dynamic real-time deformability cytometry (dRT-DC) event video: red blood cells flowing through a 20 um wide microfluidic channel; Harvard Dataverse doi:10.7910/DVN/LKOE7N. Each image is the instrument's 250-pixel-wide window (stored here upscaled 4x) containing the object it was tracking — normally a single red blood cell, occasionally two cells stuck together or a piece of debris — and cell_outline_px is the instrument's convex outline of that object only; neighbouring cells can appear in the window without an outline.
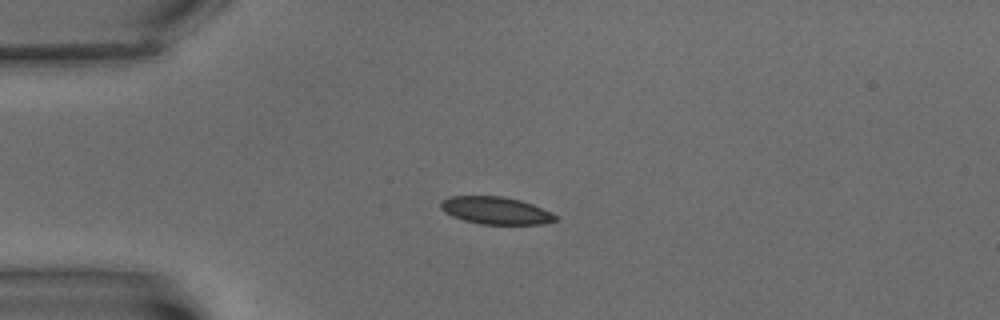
{"species": "common noctule bat (a hibernating species)", "species_latin": "Nyctalus noctula", "temperature_condition": "warm", "stored_images_in_passage": 6, "camera_frame_rate_fps": 3000, "um_per_image_px": 0.085, "animal": {"sex": "male", "body_mass_g": 15.6}, "frame": {"image": 1, "passage_image": 4, "time_ms": 3.333, "image_size_px": [1000, 320], "cell_outline_px": [[556, 220], [540, 224], [480, 224], [464, 220], [452, 216], [444, 212], [440, 208], [440, 200], [448, 196], [504, 196], [520, 200], [532, 204], [552, 212], [556, 216]], "centroid_in_image_um": [42.09, 17.88], "position_along_channel_um": 42.9, "area_um2": 18.38}}
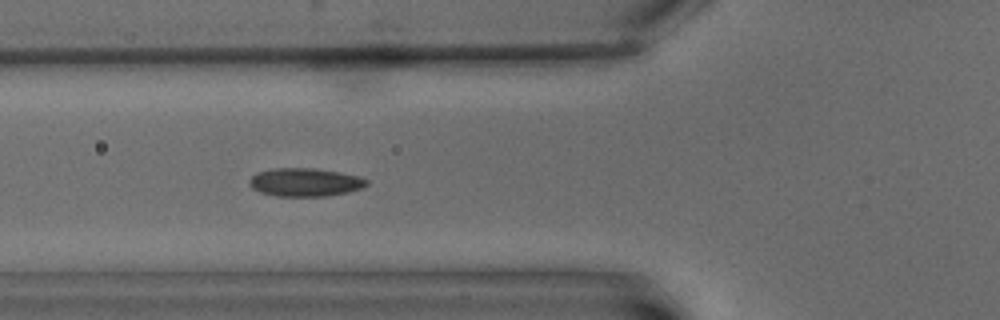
{"frame": {"image": 2, "passage_image": 6, "time_ms": 6.0, "image_size_px": [1000, 320], "cell_outline_px": [[368, 184], [360, 188], [348, 192], [324, 196], [276, 196], [260, 192], [252, 188], [248, 184], [248, 180], [256, 172], [272, 168], [312, 168], [340, 172], [360, 176], [368, 180]], "centroid_in_image_um": [25.89, 15.48], "position_along_channel_um": 99.9, "area_um2": 19.42}}